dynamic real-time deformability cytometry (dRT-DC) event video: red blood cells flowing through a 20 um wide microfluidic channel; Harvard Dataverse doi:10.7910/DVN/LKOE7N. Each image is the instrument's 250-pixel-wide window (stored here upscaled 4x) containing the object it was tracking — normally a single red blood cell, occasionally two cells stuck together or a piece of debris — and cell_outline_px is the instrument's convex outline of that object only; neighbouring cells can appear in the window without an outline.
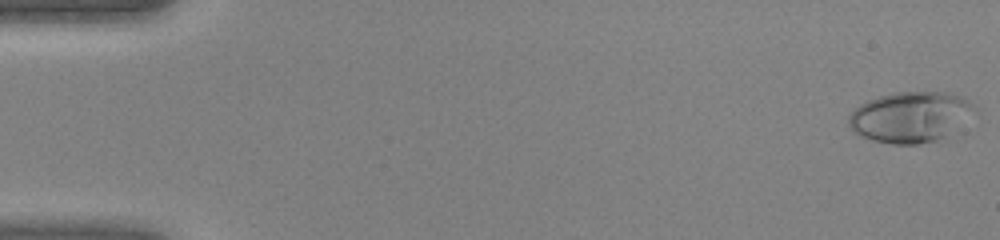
{"species": "human", "species_latin": "Homo sapiens", "temperature_condition": "warm", "stored_images_in_passage": 45, "camera_frame_rate_fps": 3000, "um_per_image_px": 0.085, "donor": {"sex": "female"}, "frame": {"image": 1, "passage_image": 1, "time_ms": 0.0, "image_size_px": [1000, 240], "cell_outline_px": [[976, 108], [944, 136], [936, 140], [916, 144], [892, 144], [872, 140], [860, 136], [848, 124], [848, 116], [860, 104], [868, 100], [880, 96], [896, 92], [944, 92], [964, 96], [976, 104]], "centroid_in_image_um": [77.34, 9.92], "position_along_channel_um": 7.7, "area_um2": 36.47}}
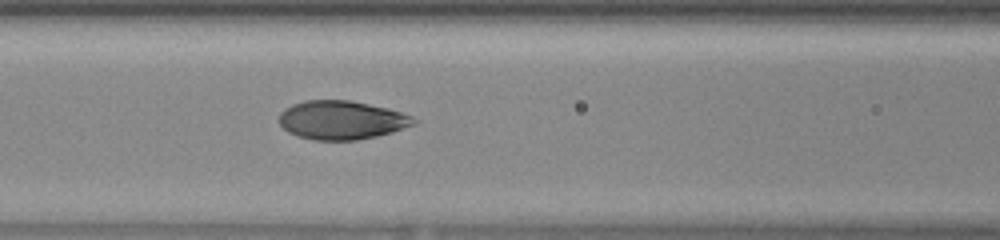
{"frame": {"image": 2, "passage_image": 20, "time_ms": 6.333, "image_size_px": [1000, 240], "cell_outline_px": [[420, 120], [416, 124], [392, 132], [376, 136], [356, 140], [312, 140], [296, 136], [288, 132], [280, 124], [280, 112], [284, 108], [292, 104], [304, 100], [348, 100], [388, 108], [412, 116]], "centroid_in_image_um": [29.04, 10.21], "position_along_channel_um": 137.6, "area_um2": 30.52}}
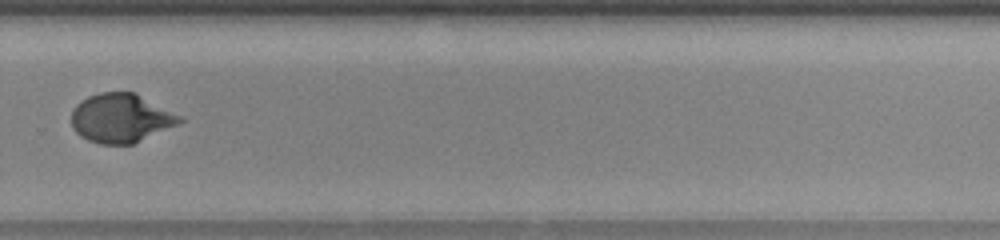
{"frame": {"image": 3, "passage_image": 32, "time_ms": 10.333, "image_size_px": [1000, 240], "cell_outline_px": [[184, 120], [180, 124], [132, 144], [100, 144], [88, 140], [80, 136], [72, 128], [72, 108], [76, 104], [88, 96], [100, 92], [136, 92], [184, 116]], "centroid_in_image_um": [10.32, 10.03], "position_along_channel_um": 319.5, "area_um2": 31.33}}